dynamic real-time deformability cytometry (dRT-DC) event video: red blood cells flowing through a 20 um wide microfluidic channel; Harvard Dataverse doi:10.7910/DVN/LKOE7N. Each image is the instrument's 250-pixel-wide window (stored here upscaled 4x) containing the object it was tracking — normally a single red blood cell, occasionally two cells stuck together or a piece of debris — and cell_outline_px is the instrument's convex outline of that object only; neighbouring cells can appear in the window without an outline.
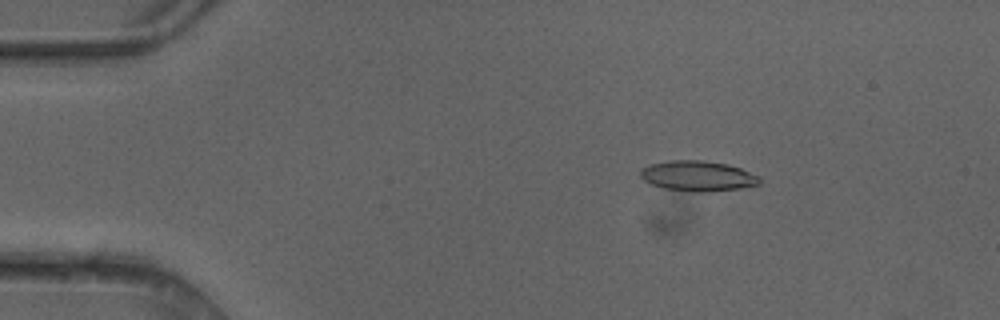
{"species": "common noctule bat (a hibernating species)", "species_latin": "Nyctalus noctula", "temperature_condition": "cold", "stored_images_in_passage": 3, "camera_frame_rate_fps": 3000, "um_per_image_px": 0.085, "animal": {"sex": "female"}, "frame": {"image": 1, "passage_image": 2, "time_ms": 0.333, "image_size_px": [1000, 320], "cell_outline_px": [[760, 184], [740, 188], [708, 192], [696, 192], [664, 188], [652, 184], [644, 180], [640, 176], [640, 168], [648, 164], [668, 160], [704, 160], [728, 164], [740, 168], [760, 176]], "centroid_in_image_um": [59.29, 14.94], "position_along_channel_um": 25.7, "area_um2": 21.21}}